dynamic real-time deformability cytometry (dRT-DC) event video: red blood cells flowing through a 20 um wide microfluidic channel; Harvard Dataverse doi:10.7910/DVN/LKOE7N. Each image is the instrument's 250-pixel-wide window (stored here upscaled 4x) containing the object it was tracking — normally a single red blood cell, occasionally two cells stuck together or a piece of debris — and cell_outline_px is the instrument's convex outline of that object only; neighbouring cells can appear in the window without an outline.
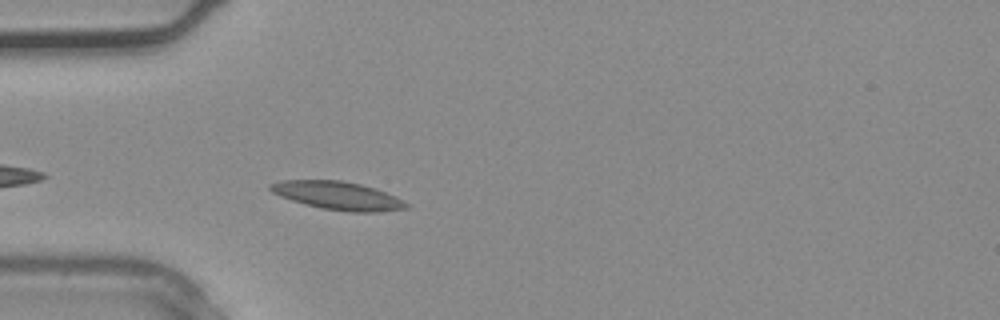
{"species": "common noctule bat (a hibernating species)", "species_latin": "Nyctalus noctula", "temperature_condition": "warm", "stored_images_in_passage": 3, "camera_frame_rate_fps": 3000, "um_per_image_px": 0.085, "animal": {"sex": "male", "body_mass_g": 20.4}, "frame": {"image": 1, "passage_image": 3, "time_ms": 0.667, "image_size_px": [1000, 320], "cell_outline_px": [[412, 204], [408, 208], [376, 212], [348, 212], [320, 208], [304, 204], [280, 196], [272, 192], [268, 188], [268, 184], [280, 180], [340, 180], [360, 184], [396, 196]], "centroid_in_image_um": [28.71, 16.63], "position_along_channel_um": 56.3, "area_um2": 22.43}}